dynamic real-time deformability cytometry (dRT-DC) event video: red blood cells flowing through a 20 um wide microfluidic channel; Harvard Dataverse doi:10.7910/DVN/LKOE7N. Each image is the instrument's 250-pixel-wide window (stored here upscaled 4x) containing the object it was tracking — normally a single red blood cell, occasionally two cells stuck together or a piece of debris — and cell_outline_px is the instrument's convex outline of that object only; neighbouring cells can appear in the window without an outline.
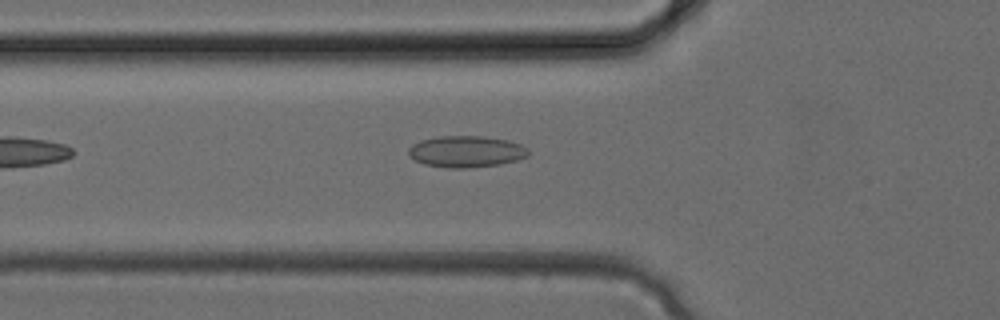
{"species": "common noctule bat (a hibernating species)", "species_latin": "Nyctalus noctula", "temperature_condition": "cold", "stored_images_in_passage": 23, "camera_frame_rate_fps": 3000, "um_per_image_px": 0.085, "animal": {"sex": "female", "body_mass_g": 24.6, "forearm_length_mm": 56.2}, "frame": {"image": 1, "passage_image": 2, "time_ms": 0.333, "image_size_px": [1000, 320], "cell_outline_px": [[528, 156], [516, 160], [500, 164], [468, 168], [448, 168], [424, 164], [408, 156], [408, 148], [412, 144], [420, 140], [440, 136], [484, 136], [508, 140], [520, 144], [528, 148]], "centroid_in_image_um": [39.61, 12.88], "position_along_channel_um": 86.2, "area_um2": 22.08}}
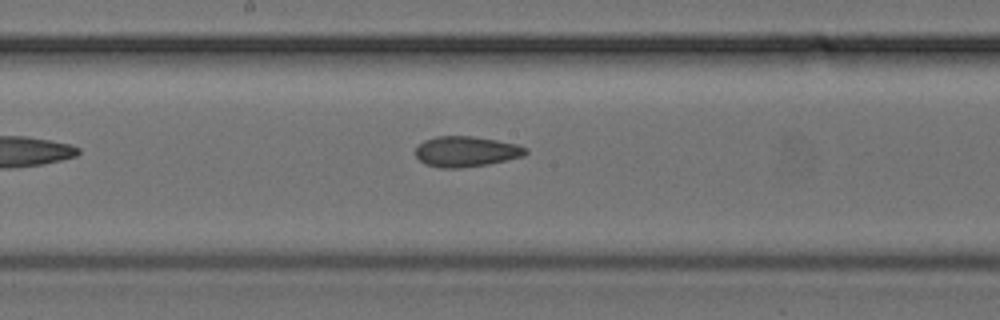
{"frame": {"image": 2, "passage_image": 8, "time_ms": 2.333, "image_size_px": [1000, 320], "cell_outline_px": [[528, 152], [524, 156], [488, 164], [460, 168], [440, 168], [424, 164], [416, 156], [416, 148], [424, 140], [436, 136], [472, 136], [496, 140], [516, 144], [528, 148]], "centroid_in_image_um": [39.62, 12.88], "position_along_channel_um": 208.6, "area_um2": 19.59}}
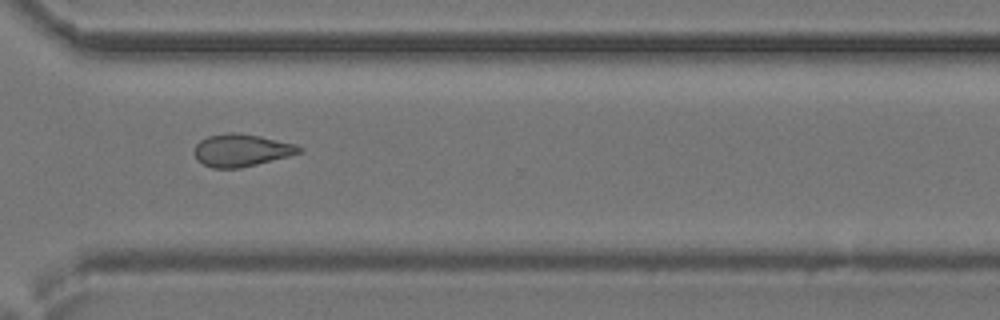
{"frame": {"image": 3, "passage_image": 15, "time_ms": 4.667, "image_size_px": [1000, 320], "cell_outline_px": [[304, 148], [300, 152], [288, 156], [240, 168], [212, 168], [196, 160], [192, 152], [196, 144], [200, 140], [208, 136], [228, 132], [236, 132], [260, 136], [296, 144]], "centroid_in_image_um": [20.47, 12.76], "position_along_channel_um": 350.1, "area_um2": 19.88}}